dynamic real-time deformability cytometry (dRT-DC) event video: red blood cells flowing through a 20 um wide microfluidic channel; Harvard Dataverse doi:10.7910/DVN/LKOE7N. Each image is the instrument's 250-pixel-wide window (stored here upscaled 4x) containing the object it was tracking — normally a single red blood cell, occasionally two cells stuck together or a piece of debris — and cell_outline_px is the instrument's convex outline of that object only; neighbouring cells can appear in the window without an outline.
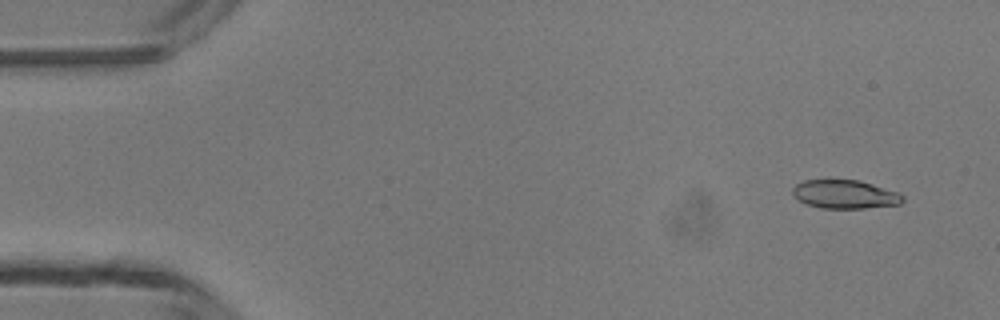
{"species": "common noctule bat (a hibernating species)", "species_latin": "Nyctalus noctula", "temperature_condition": "room temperature", "stored_images_in_passage": 4, "camera_frame_rate_fps": 3000, "um_per_image_px": 0.085, "animal": {"sex": "male", "body_mass_g": 13.3}, "frame": {"image": 1, "passage_image": 1, "time_ms": 0.0, "image_size_px": [1000, 320], "cell_outline_px": [[904, 200], [900, 204], [864, 208], [820, 208], [808, 204], [792, 196], [792, 188], [796, 184], [804, 180], [860, 180], [900, 192], [904, 196]], "centroid_in_image_um": [71.84, 16.51], "position_along_channel_um": 13.2, "area_um2": 18.44}}